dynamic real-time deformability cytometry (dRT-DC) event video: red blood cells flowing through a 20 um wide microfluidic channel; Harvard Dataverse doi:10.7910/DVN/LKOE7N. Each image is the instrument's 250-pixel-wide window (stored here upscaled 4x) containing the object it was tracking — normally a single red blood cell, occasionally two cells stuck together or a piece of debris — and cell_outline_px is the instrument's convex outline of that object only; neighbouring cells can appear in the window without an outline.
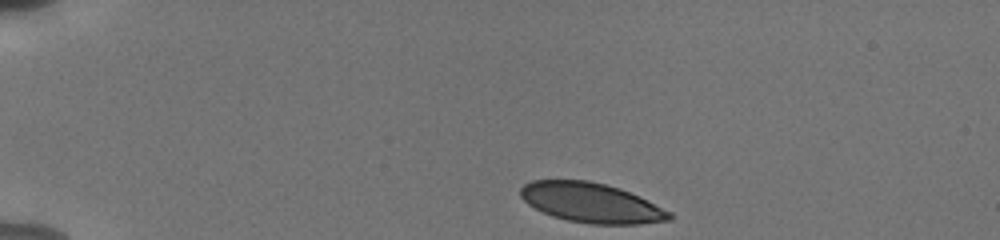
{"species": "human", "species_latin": "Homo sapiens", "temperature_condition": "cold", "stored_images_in_passage": 44, "camera_frame_rate_fps": 3000, "um_per_image_px": 0.085, "donor": {"sex": "male"}, "frame": {"image": 1, "passage_image": 1, "time_ms": 0.0, "image_size_px": [1000, 240], "cell_outline_px": [[672, 220], [640, 224], [592, 224], [568, 220], [552, 216], [528, 204], [520, 196], [520, 188], [524, 184], [532, 180], [588, 180], [620, 188], [640, 196], [672, 212]], "centroid_in_image_um": [50.28, 17.23], "position_along_channel_um": 34.7, "area_um2": 34.51}}
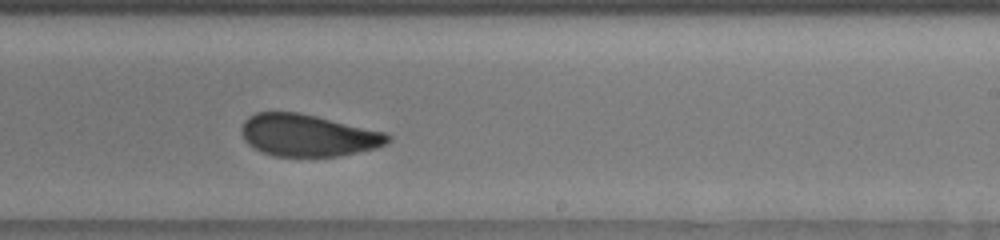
{"frame": {"image": 2, "passage_image": 25, "time_ms": 8.0, "image_size_px": [1000, 240], "cell_outline_px": [[392, 140], [388, 144], [376, 148], [340, 156], [272, 156], [248, 144], [244, 140], [244, 120], [248, 116], [256, 112], [300, 112], [388, 132], [392, 136]], "centroid_in_image_um": [26.27, 11.5], "position_along_channel_um": 262.7, "area_um2": 36.01}}
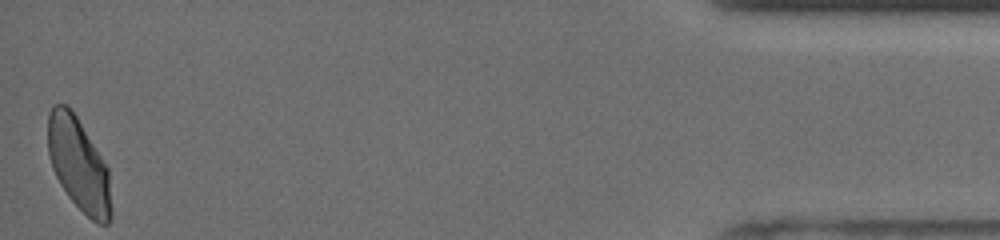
{"frame": {"image": 3, "passage_image": 44, "time_ms": 14.333, "image_size_px": [1000, 240], "cell_outline_px": [[112, 216], [108, 224], [96, 224], [68, 196], [60, 184], [52, 168], [48, 152], [48, 112], [52, 104], [68, 104], [76, 116], [108, 168], [112, 208]], "centroid_in_image_um": [6.69, 13.98], "position_along_channel_um": 428.5, "area_um2": 34.28}, "authors_computed_cell_mechanics": {"area_um2": 36.2695, "velocity_mm_per_s": 3.779, "shape_relaxation_time_tau1_ms": 5.6681, "shape_relaxation_time_tau2_ms": 1.1355, "deformation_change_tau1": 0.125, "deformation_change_tau2": 0.0691}}